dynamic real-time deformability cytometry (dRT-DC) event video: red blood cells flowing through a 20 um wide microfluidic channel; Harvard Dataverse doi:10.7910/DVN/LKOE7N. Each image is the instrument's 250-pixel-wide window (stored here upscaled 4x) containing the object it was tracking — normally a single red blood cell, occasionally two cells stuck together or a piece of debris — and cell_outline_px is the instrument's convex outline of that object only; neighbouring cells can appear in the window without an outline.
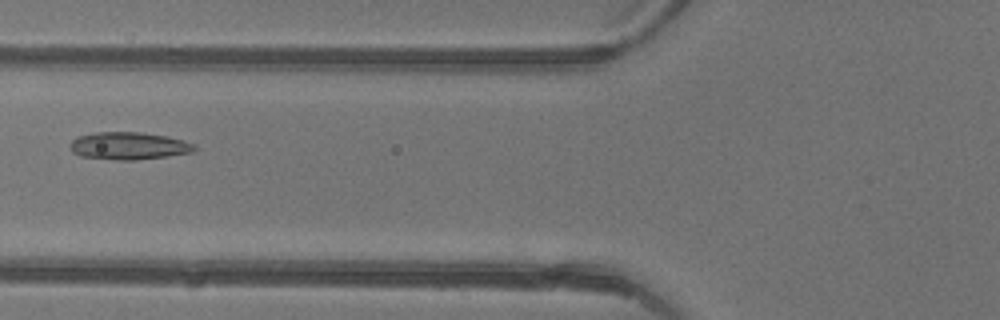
{"species": "common noctule bat (a hibernating species)", "species_latin": "Nyctalus noctula", "temperature_condition": "warm", "stored_images_in_passage": 36, "camera_frame_rate_fps": 3000, "um_per_image_px": 0.085, "animal": {"sex": "female"}, "frame": {"image": 1, "passage_image": 18, "time_ms": 5.667, "image_size_px": [1000, 320], "cell_outline_px": [[196, 148], [192, 152], [168, 156], [136, 160], [116, 160], [80, 156], [72, 152], [68, 144], [76, 136], [96, 132], [140, 132], [168, 136], [184, 140], [196, 144]], "centroid_in_image_um": [10.93, 12.39], "position_along_channel_um": 114.9, "area_um2": 20.17}}
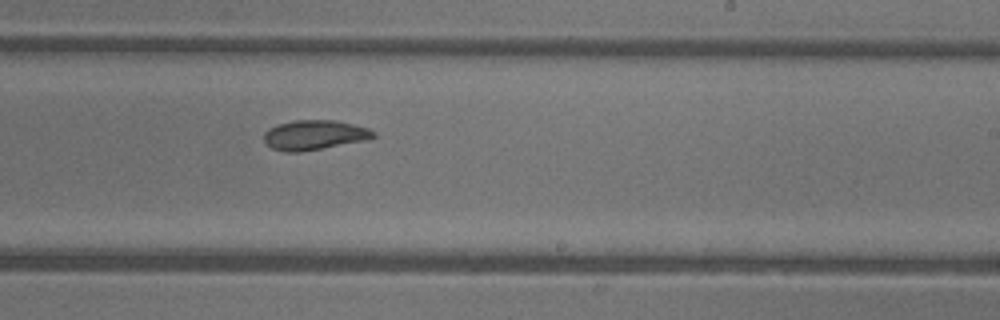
{"frame": {"image": 2, "passage_image": 28, "time_ms": 9.0, "image_size_px": [1000, 320], "cell_outline_px": [[376, 136], [364, 140], [300, 152], [284, 152], [272, 148], [264, 144], [264, 132], [268, 128], [280, 124], [296, 120], [336, 120], [368, 128], [376, 132]], "centroid_in_image_um": [26.68, 11.47], "position_along_channel_um": 262.3, "area_um2": 18.84}}
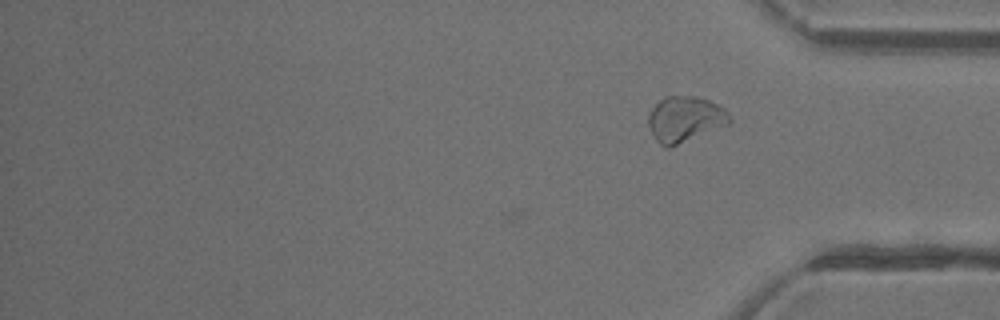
{"frame": {"image": 3, "passage_image": 36, "time_ms": 11.667, "image_size_px": [1000, 320], "cell_outline_px": [[732, 120], [728, 124], [668, 148], [660, 144], [656, 140], [648, 128], [648, 116], [652, 108], [664, 96], [692, 96], [708, 100], [724, 108]], "centroid_in_image_um": [58.19, 10.12], "position_along_channel_um": 377.0, "area_um2": 21.33}, "authors_computed_cell_mechanics": {"area_um2": 19.8254, "velocity_mm_per_s": 4.44, "shape_relaxation_time_tau1_ms": 3.8377, "shape_relaxation_time_tau2_ms": 1.2494, "deformation_change_tau1": 0.1191, "deformation_change_tau2": 0.0653}}